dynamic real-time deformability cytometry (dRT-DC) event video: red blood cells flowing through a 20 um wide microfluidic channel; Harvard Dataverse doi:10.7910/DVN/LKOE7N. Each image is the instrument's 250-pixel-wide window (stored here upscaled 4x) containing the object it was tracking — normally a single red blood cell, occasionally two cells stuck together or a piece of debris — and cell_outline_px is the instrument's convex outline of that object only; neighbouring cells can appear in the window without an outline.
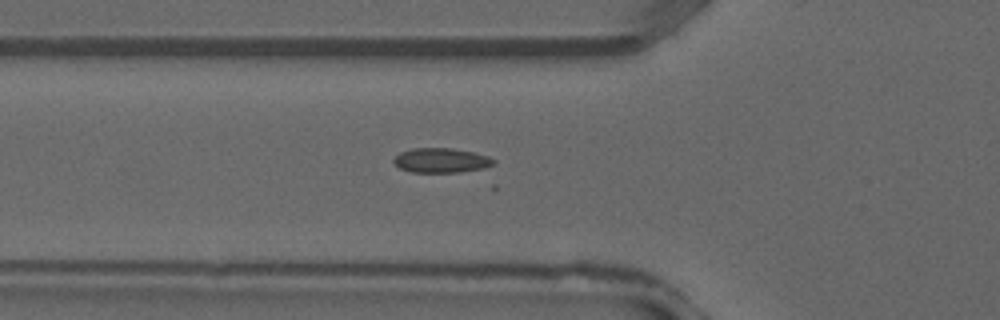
{"species": "common noctule bat (a hibernating species)", "species_latin": "Nyctalus noctula", "temperature_condition": "warm", "stored_images_in_passage": 35, "camera_frame_rate_fps": 3000, "um_per_image_px": 0.085, "animal": {"sex": "male", "forearm_length_mm": 52.5}, "frame": {"image": 1, "passage_image": 13, "time_ms": 4.0, "image_size_px": [1000, 320], "cell_outline_px": [[496, 160], [492, 164], [484, 168], [460, 172], [412, 172], [400, 168], [392, 160], [400, 152], [412, 148], [452, 148], [472, 152], [488, 156]], "centroid_in_image_um": [37.49, 13.63], "position_along_channel_um": 88.3, "area_um2": 14.22}}